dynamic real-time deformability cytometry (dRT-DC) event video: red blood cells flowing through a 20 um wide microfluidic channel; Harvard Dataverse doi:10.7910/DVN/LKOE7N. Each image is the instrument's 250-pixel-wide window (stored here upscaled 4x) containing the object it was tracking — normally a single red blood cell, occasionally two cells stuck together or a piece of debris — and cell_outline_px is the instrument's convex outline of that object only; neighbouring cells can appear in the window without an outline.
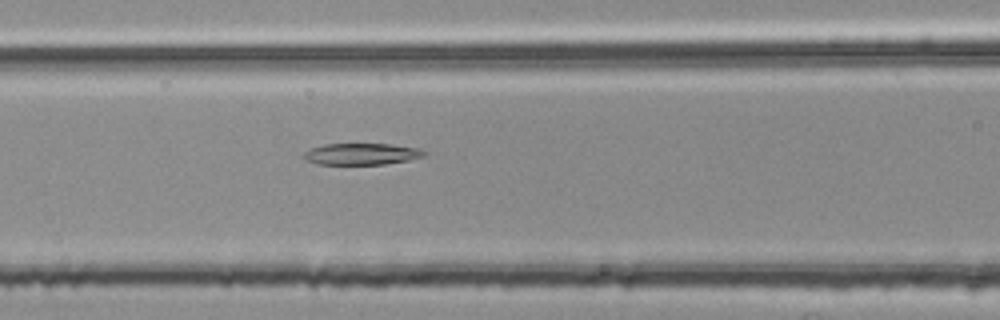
{"species": "common noctule bat (a hibernating species)", "species_latin": "Nyctalus noctula", "temperature_condition": "room temperature", "stored_images_in_passage": 54, "segment_of_instrument_passage": [2, 2], "camera_frame_rate_fps": 3000, "um_per_image_px": 0.085, "animal": {"sex": "female", "body_mass_g": 25.1}, "frame": {"image": 1, "passage_image": 23, "time_ms": 7.333, "image_size_px": [1000, 320], "cell_outline_px": [[428, 152], [424, 156], [408, 160], [384, 164], [316, 164], [300, 156], [304, 152], [312, 148], [324, 144], [392, 144], [420, 148]], "centroid_in_image_um": [30.75, 13.08], "position_along_channel_um": 135.9, "area_um2": 15.14}}
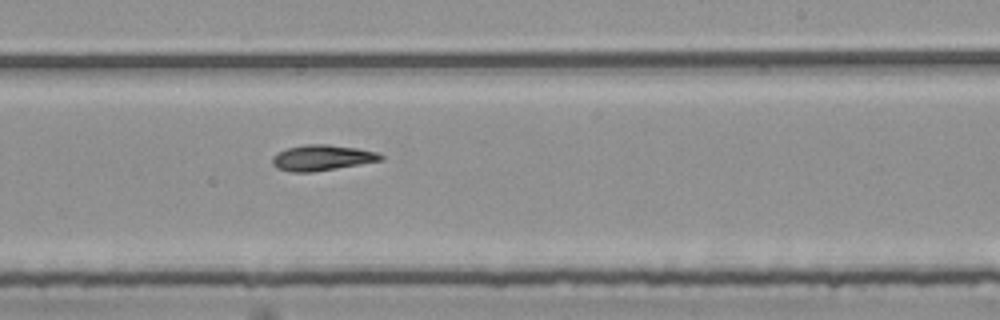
{"frame": {"image": 2, "passage_image": 33, "time_ms": 10.667, "image_size_px": [1000, 320], "cell_outline_px": [[384, 160], [312, 172], [292, 172], [276, 168], [272, 164], [272, 156], [276, 152], [288, 148], [308, 144], [328, 144], [356, 148], [376, 152], [384, 156]], "centroid_in_image_um": [27.35, 13.41], "position_along_channel_um": 261.7, "area_um2": 16.18}}
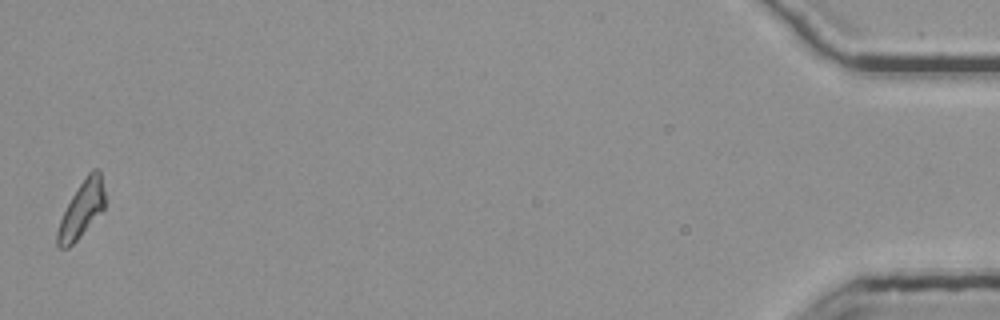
{"frame": {"image": 3, "passage_image": 54, "time_ms": 17.667, "image_size_px": [1000, 320], "cell_outline_px": [[104, 208], [80, 236], [68, 248], [56, 248], [56, 232], [60, 220], [72, 196], [88, 172], [92, 168], [100, 168], [104, 188]], "centroid_in_image_um": [6.92, 17.79], "position_along_channel_um": 428.3, "area_um2": 15.37}}